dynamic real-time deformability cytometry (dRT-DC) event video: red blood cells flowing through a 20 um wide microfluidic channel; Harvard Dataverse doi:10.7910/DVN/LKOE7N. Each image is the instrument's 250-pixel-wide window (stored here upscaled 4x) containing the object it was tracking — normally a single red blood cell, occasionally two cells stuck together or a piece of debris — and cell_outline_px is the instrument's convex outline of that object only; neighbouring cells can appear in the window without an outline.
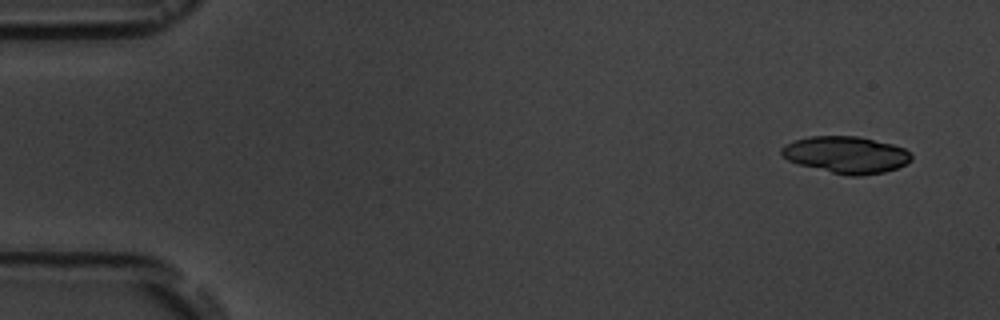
{"species": "common noctule bat (a hibernating species)", "species_latin": "Nyctalus noctula", "temperature_condition": "room temperature", "stored_images_in_passage": 6, "camera_frame_rate_fps": 3000, "um_per_image_px": 0.085, "animal": {"sex": "male", "body_mass_g": 19.5, "forearm_length_mm": 54.6}, "frame": {"image": 1, "passage_image": 1, "time_ms": 0.0, "image_size_px": [1000, 320], "cell_outline_px": [[912, 160], [908, 164], [884, 172], [860, 176], [848, 176], [796, 164], [788, 160], [780, 152], [780, 148], [784, 144], [792, 140], [808, 136], [856, 136], [892, 144], [904, 148], [912, 156]], "centroid_in_image_um": [71.89, 13.15], "position_along_channel_um": 13.1, "area_um2": 28.09}}